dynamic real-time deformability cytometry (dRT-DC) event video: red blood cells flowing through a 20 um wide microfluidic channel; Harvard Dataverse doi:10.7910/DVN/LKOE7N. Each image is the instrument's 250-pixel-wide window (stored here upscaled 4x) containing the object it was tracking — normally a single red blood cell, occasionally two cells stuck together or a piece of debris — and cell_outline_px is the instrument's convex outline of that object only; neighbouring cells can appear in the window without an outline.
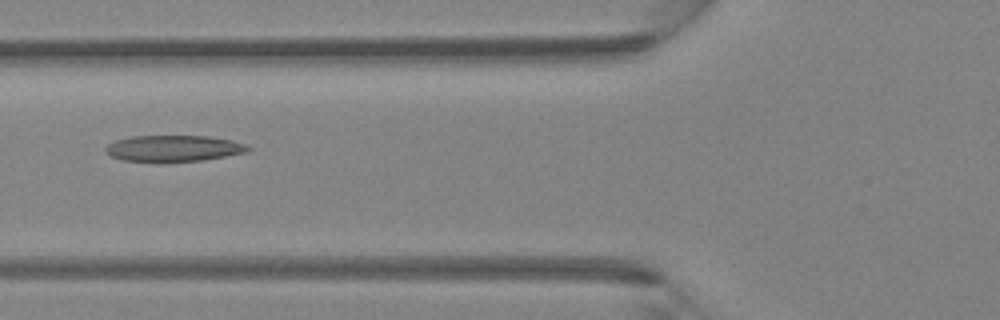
{"species": "Egyptian fruit bat (a non-hibernating species)", "species_latin": "Rousettus aegyptiacus", "temperature_condition": "room temperature", "stored_images_in_passage": 5, "camera_frame_rate_fps": 3000, "um_per_image_px": 0.085, "animal": {"sex": "female"}, "frame": {"image": 1, "passage_image": 4, "time_ms": 1.0, "image_size_px": [1000, 320], "cell_outline_px": [[252, 148], [244, 152], [204, 160], [160, 164], [120, 160], [104, 152], [104, 148], [108, 144], [116, 140], [132, 136], [208, 136], [232, 140], [244, 144]], "centroid_in_image_um": [14.67, 12.64], "position_along_channel_um": 111.1, "area_um2": 22.37}}
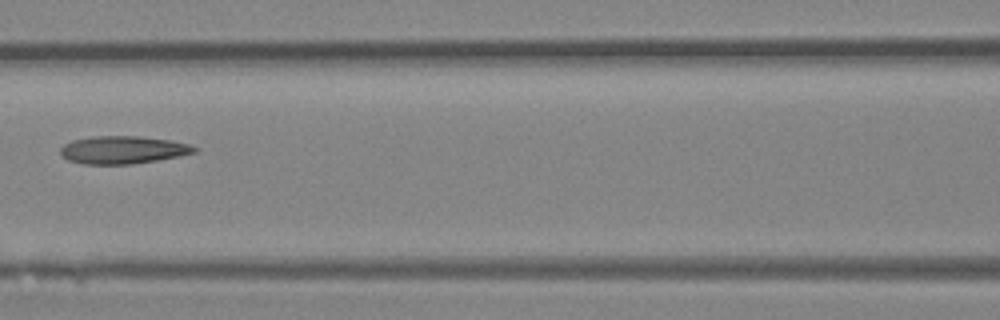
{"frame": {"image": 2, "passage_image": 5, "time_ms": 1.333, "image_size_px": [1000, 320], "cell_outline_px": [[200, 148], [196, 152], [180, 156], [132, 164], [84, 164], [68, 160], [60, 152], [60, 148], [64, 144], [72, 140], [92, 136], [140, 136], [168, 140], [188, 144]], "centroid_in_image_um": [10.45, 12.73], "position_along_channel_um": 156.1, "area_um2": 21.62}}